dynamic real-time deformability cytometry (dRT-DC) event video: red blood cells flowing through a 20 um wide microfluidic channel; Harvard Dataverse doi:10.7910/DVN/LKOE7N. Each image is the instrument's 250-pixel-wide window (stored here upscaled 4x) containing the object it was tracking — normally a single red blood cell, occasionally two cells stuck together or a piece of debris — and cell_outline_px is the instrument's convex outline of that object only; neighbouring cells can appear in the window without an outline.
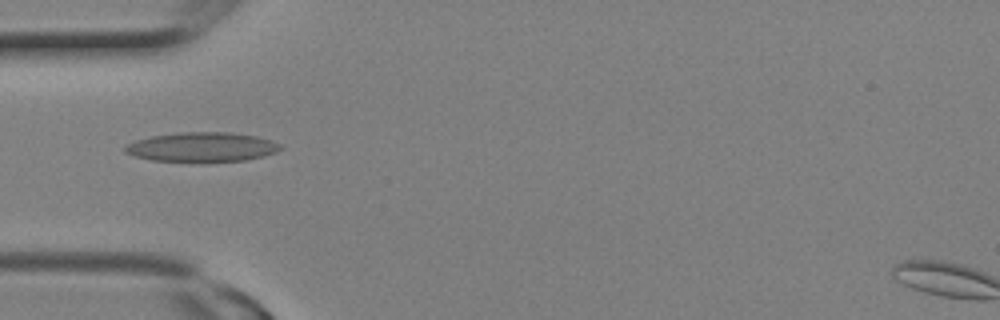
{"species": "Egyptian fruit bat (a non-hibernating species)", "species_latin": "Rousettus aegyptiacus", "temperature_condition": "room temperature", "stored_images_in_passage": 2, "camera_frame_rate_fps": 3000, "um_per_image_px": 0.085, "animal": {"sex": "female"}, "frame": {"image": 1, "passage_image": 1, "time_ms": 0.0, "image_size_px": [1000, 320], "cell_outline_px": [[284, 148], [276, 152], [264, 156], [244, 160], [200, 164], [152, 160], [132, 156], [124, 152], [124, 144], [136, 140], [152, 136], [180, 132], [228, 132], [256, 136], [272, 140], [280, 144]], "centroid_in_image_um": [17.14, 12.53], "position_along_channel_um": 67.9, "area_um2": 27.63}}